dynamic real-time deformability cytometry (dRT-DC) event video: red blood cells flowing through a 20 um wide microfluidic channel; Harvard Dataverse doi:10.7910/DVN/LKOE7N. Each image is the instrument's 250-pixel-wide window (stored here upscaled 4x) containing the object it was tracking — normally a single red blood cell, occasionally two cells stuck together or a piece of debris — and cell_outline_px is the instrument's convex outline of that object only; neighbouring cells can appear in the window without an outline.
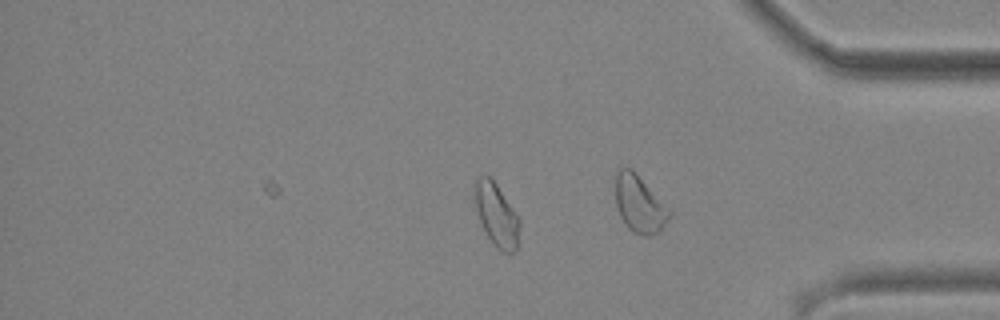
{"species": "common noctule bat (a hibernating species)", "species_latin": "Nyctalus noctula", "temperature_condition": "cold", "stored_images_in_passage": 28, "camera_frame_rate_fps": 3000, "um_per_image_px": 0.085, "animal": {"sex": "male", "body_mass_g": 19.2, "forearm_length_mm": 51.8}, "frame": {"image": 1, "passage_image": 28, "time_ms": 9.0, "image_size_px": [1000, 320], "cell_outline_px": [[520, 224], [516, 252], [504, 252], [496, 248], [488, 236], [480, 220], [476, 208], [472, 188], [476, 180], [480, 176], [488, 176], [496, 184], [520, 216]], "centroid_in_image_um": [42.22, 18.25], "position_along_channel_um": 393.0, "area_um2": 16.53}}